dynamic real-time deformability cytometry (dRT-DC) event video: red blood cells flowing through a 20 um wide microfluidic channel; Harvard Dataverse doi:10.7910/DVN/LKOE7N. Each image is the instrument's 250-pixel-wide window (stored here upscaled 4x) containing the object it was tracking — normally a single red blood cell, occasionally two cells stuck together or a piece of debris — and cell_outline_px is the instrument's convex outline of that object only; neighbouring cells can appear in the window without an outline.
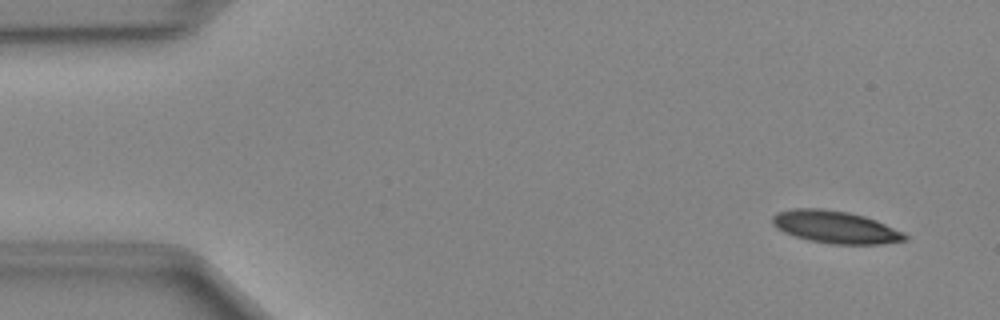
{"species": "Egyptian fruit bat (a non-hibernating species)", "species_latin": "Rousettus aegyptiacus", "temperature_condition": "cold", "stored_images_in_passage": 46, "camera_frame_rate_fps": 3000, "um_per_image_px": 0.085, "animal": {"sex": "female"}, "frame": {"image": 1, "passage_image": 1, "time_ms": 0.0, "image_size_px": [1000, 320], "cell_outline_px": [[908, 240], [880, 244], [832, 244], [808, 240], [784, 232], [776, 228], [772, 224], [772, 216], [776, 212], [792, 208], [820, 208], [848, 212], [864, 216], [876, 220], [904, 232], [908, 236]], "centroid_in_image_um": [71.0, 19.29], "position_along_channel_um": 14.0, "area_um2": 25.14}}
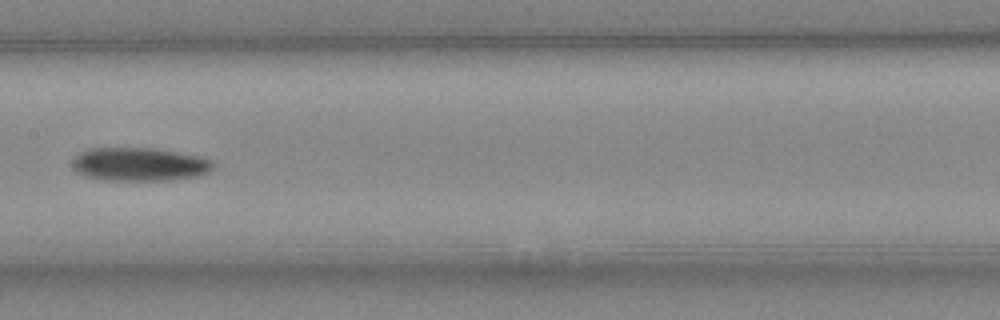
{"frame": {"image": 2, "passage_image": 22, "time_ms": 7.0, "image_size_px": [1000, 320], "cell_outline_px": [[216, 168], [200, 176], [172, 180], [104, 180], [84, 176], [76, 172], [72, 168], [72, 160], [80, 152], [88, 148], [152, 148], [200, 156], [212, 160], [216, 164]], "centroid_in_image_um": [11.87, 13.97], "position_along_channel_um": 195.5, "area_um2": 27.8}}
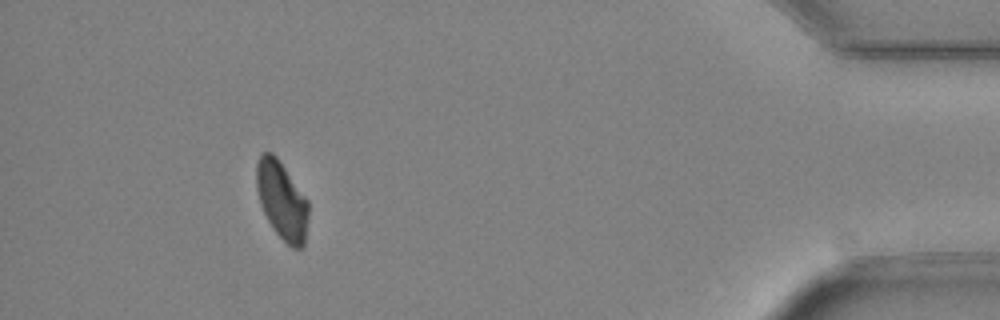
{"frame": {"image": 3, "passage_image": 42, "time_ms": 13.667, "image_size_px": [1000, 320], "cell_outline_px": [[308, 216], [304, 244], [300, 248], [292, 248], [272, 228], [260, 204], [256, 188], [256, 164], [260, 152], [272, 152], [276, 156], [308, 200]], "centroid_in_image_um": [23.94, 17.0], "position_along_channel_um": 411.3, "area_um2": 23.52}}